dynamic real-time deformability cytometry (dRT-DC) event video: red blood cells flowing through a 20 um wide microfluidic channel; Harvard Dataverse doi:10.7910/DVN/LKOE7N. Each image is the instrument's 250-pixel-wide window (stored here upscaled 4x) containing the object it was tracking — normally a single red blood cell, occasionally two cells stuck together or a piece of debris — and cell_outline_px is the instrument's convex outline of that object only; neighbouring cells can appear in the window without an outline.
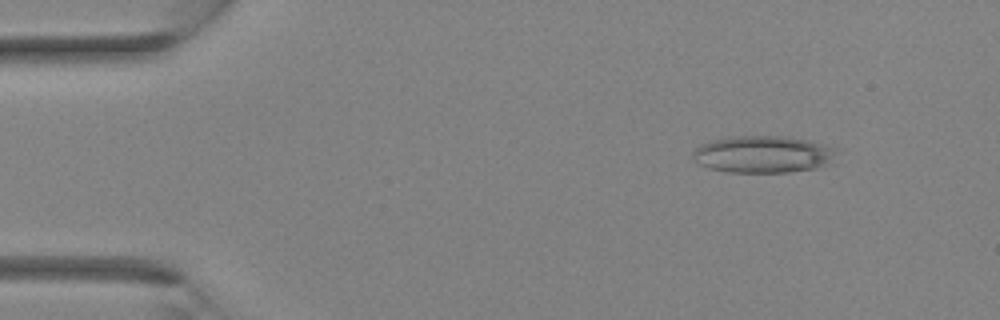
{"species": "Egyptian fruit bat (a non-hibernating species)", "species_latin": "Rousettus aegyptiacus", "temperature_condition": "room temperature", "stored_images_in_passage": 33, "camera_frame_rate_fps": 3000, "um_per_image_px": 0.085, "animal": {"sex": "female"}, "frame": {"image": 1, "passage_image": 2, "time_ms": 0.333, "image_size_px": [1000, 320], "cell_outline_px": [[840, 152], [836, 164], [816, 168], [788, 172], [724, 172], [708, 168], [700, 164], [692, 156], [692, 152], [700, 144], [712, 140], [728, 136], [784, 136], [808, 140], [824, 144], [836, 148]], "centroid_in_image_um": [64.96, 13.12], "position_along_channel_um": 20.0, "area_um2": 31.79}}
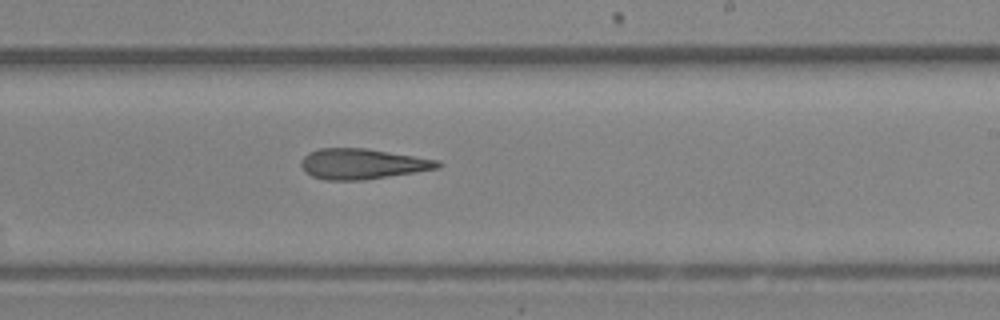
{"frame": {"image": 2, "passage_image": 19, "time_ms": 6.0, "image_size_px": [1000, 320], "cell_outline_px": [[444, 164], [440, 168], [360, 180], [324, 180], [312, 176], [304, 172], [300, 164], [300, 160], [308, 152], [320, 148], [368, 148], [440, 160]], "centroid_in_image_um": [30.79, 13.92], "position_along_channel_um": 258.2, "area_um2": 24.39}}
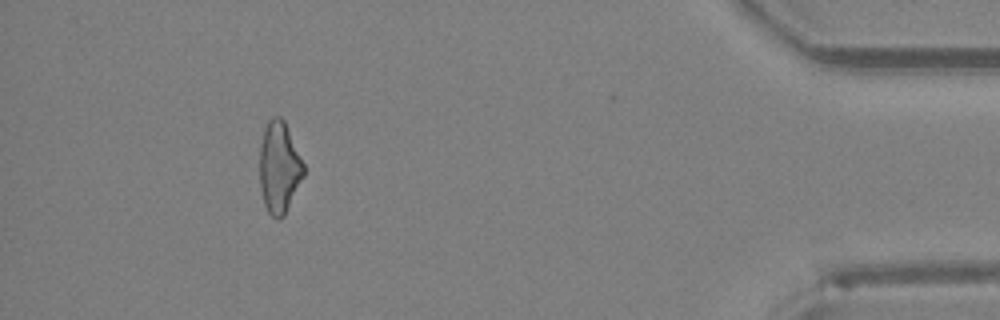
{"frame": {"image": 3, "passage_image": 30, "time_ms": 9.667, "image_size_px": [1000, 320], "cell_outline_px": [[304, 176], [284, 216], [280, 220], [276, 220], [268, 212], [264, 204], [260, 188], [260, 144], [264, 128], [268, 120], [272, 116], [280, 116], [284, 120], [304, 164]], "centroid_in_image_um": [23.72, 14.24], "position_along_channel_um": 411.5, "area_um2": 23.58}}